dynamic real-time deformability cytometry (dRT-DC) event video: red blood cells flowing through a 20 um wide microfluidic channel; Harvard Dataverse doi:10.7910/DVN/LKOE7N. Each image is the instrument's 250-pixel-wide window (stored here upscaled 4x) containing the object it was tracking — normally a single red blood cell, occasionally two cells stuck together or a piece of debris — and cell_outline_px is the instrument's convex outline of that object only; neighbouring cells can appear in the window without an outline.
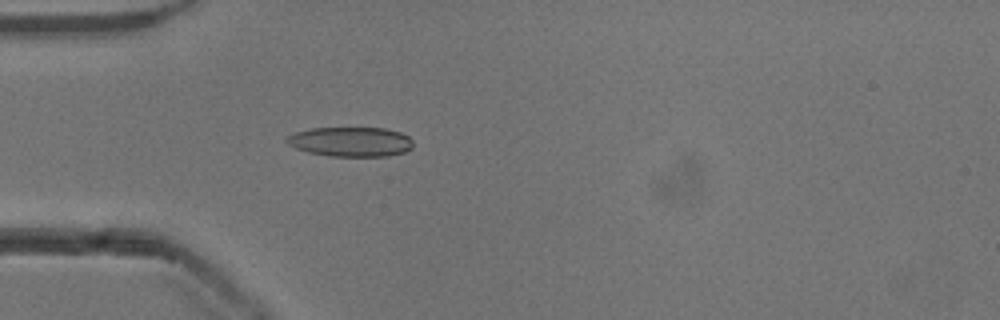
{"species": "common noctule bat (a hibernating species)", "species_latin": "Nyctalus noctula", "temperature_condition": "cold", "stored_images_in_passage": 19, "camera_frame_rate_fps": 3000, "um_per_image_px": 0.085, "animal": {"sex": "male", "body_mass_g": 13.3}, "frame": {"image": 1, "passage_image": 6, "time_ms": 1.667, "image_size_px": [1000, 320], "cell_outline_px": [[412, 148], [404, 152], [388, 156], [328, 156], [308, 152], [296, 148], [288, 144], [284, 140], [288, 136], [296, 132], [312, 128], [384, 128], [400, 132], [408, 136], [412, 140]], "centroid_in_image_um": [29.81, 12.05], "position_along_channel_um": 55.2, "area_um2": 21.79}}
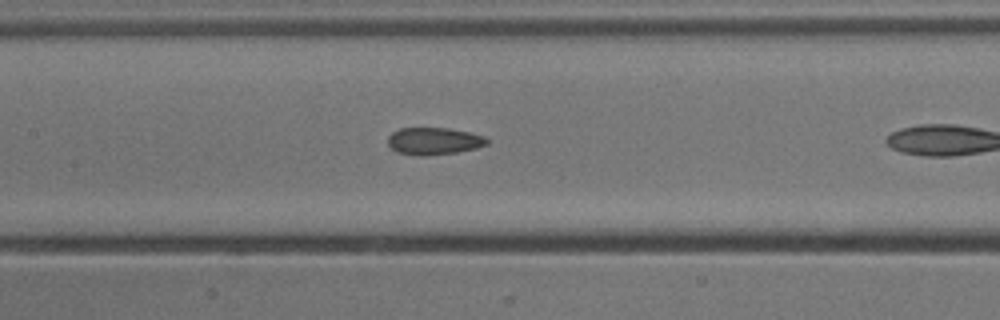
{"frame": {"image": 2, "passage_image": 12, "time_ms": 3.667, "image_size_px": [1000, 320], "cell_outline_px": [[488, 144], [476, 148], [456, 152], [424, 156], [420, 156], [396, 152], [388, 144], [388, 136], [392, 132], [400, 128], [448, 128], [468, 132], [484, 136], [488, 140]], "centroid_in_image_um": [36.86, 11.99], "position_along_channel_um": 170.5, "area_um2": 15.66}}
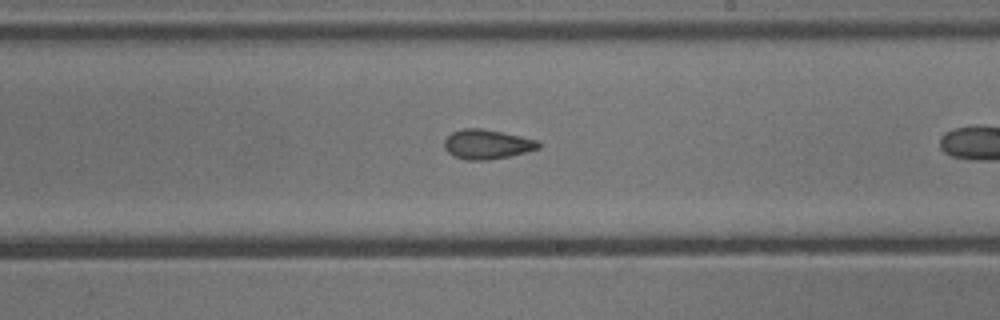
{"frame": {"image": 3, "passage_image": 18, "time_ms": 5.667, "image_size_px": [1000, 320], "cell_outline_px": [[540, 148], [508, 156], [488, 160], [464, 160], [448, 152], [444, 148], [444, 140], [452, 132], [460, 128], [480, 128], [540, 140]], "centroid_in_image_um": [41.38, 12.26], "position_along_channel_um": 247.6, "area_um2": 16.13}}